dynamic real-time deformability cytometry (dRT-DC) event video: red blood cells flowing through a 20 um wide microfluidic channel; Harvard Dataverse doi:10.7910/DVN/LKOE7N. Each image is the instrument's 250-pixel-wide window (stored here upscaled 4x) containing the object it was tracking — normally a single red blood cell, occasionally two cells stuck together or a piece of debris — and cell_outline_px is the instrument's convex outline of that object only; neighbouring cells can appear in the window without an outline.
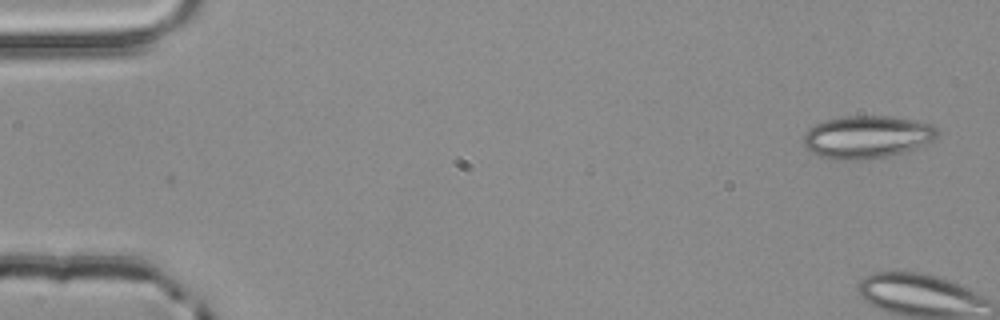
{"species": "common noctule bat (a hibernating species)", "species_latin": "Nyctalus noctula", "temperature_condition": "room temperature", "stored_images_in_passage": 4, "camera_frame_rate_fps": 3000, "um_per_image_px": 0.085, "animal": {"sex": "male", "body_mass_g": 20.4}, "frame": {"image": 1, "passage_image": 1, "time_ms": 0.0, "image_size_px": [1000, 320], "cell_outline_px": [[940, 132], [924, 148], [868, 160], [832, 160], [820, 156], [812, 152], [804, 144], [804, 132], [808, 128], [824, 120], [844, 116], [888, 116], [916, 120], [932, 124]], "centroid_in_image_um": [73.74, 11.65], "position_along_channel_um": 11.3, "area_um2": 33.87}}